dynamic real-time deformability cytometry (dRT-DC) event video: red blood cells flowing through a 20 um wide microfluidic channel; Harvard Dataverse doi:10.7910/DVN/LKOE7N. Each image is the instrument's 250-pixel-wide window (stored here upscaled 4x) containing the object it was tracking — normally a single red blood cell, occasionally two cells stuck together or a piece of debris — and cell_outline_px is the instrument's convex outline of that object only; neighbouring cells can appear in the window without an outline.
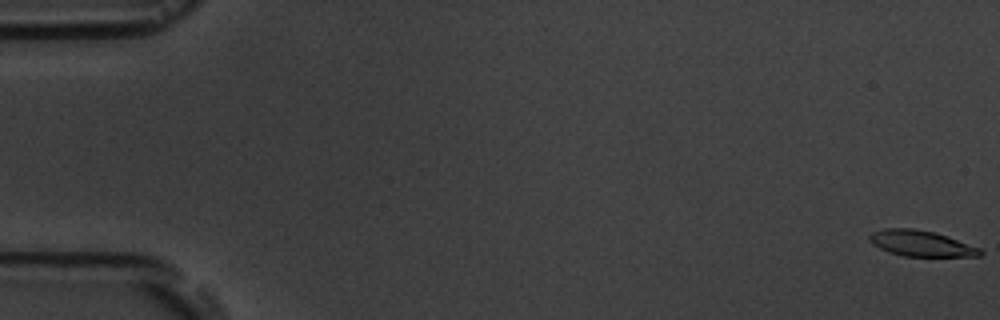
{"species": "common noctule bat (a hibernating species)", "species_latin": "Nyctalus noctula", "temperature_condition": "room temperature", "stored_images_in_passage": 16, "camera_frame_rate_fps": 3000, "um_per_image_px": 0.085, "animal": {"sex": "male", "body_mass_g": 19.5, "forearm_length_mm": 54.6}, "frame": {"image": 1, "passage_image": 1, "time_ms": 0.0, "image_size_px": [1000, 320], "cell_outline_px": [[984, 252], [980, 256], [904, 256], [888, 252], [872, 244], [868, 240], [868, 236], [872, 232], [884, 228], [912, 228], [936, 232], [980, 248]], "centroid_in_image_um": [78.26, 20.68], "position_along_channel_um": 6.7, "area_um2": 16.7}}
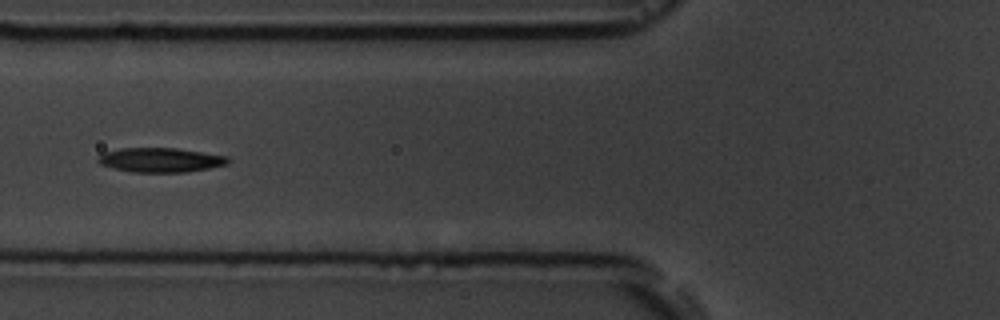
{"frame": {"image": 2, "passage_image": 7, "time_ms": 7.0, "image_size_px": [1000, 320], "cell_outline_px": [[228, 164], [208, 168], [184, 172], [132, 172], [112, 168], [100, 164], [96, 160], [96, 156], [104, 152], [120, 148], [176, 148], [228, 156]], "centroid_in_image_um": [13.58, 13.59], "position_along_channel_um": 112.2, "area_um2": 18.5}}
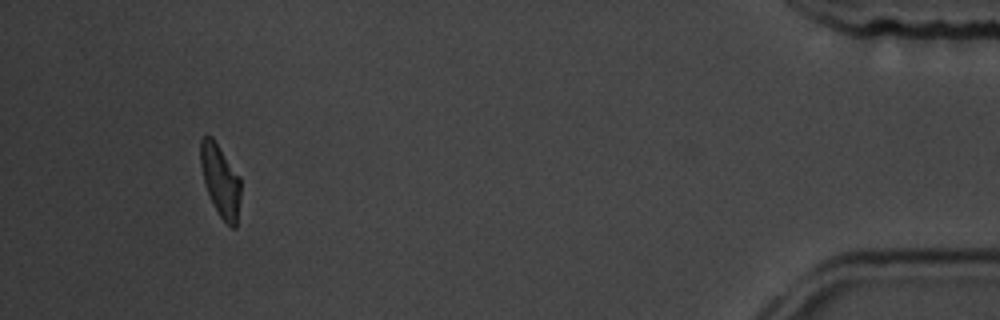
{"frame": {"image": 3, "passage_image": 16, "time_ms": 17.0, "image_size_px": [1000, 320], "cell_outline_px": [[240, 196], [236, 228], [232, 228], [220, 216], [208, 192], [204, 180], [200, 164], [200, 140], [204, 136], [212, 136], [240, 176]], "centroid_in_image_um": [18.74, 15.31], "position_along_channel_um": 416.5, "area_um2": 16.59}, "authors_computed_cell_mechanics": {"area_um2": 17.8024, "velocity_mm_per_s": 3.7481, "shape_relaxation_time_tau1_ms": 3.9382, "shape_relaxation_time_tau2_ms": null, "deformation_change_tau1": 0.1556, "deformation_change_tau2": null}}